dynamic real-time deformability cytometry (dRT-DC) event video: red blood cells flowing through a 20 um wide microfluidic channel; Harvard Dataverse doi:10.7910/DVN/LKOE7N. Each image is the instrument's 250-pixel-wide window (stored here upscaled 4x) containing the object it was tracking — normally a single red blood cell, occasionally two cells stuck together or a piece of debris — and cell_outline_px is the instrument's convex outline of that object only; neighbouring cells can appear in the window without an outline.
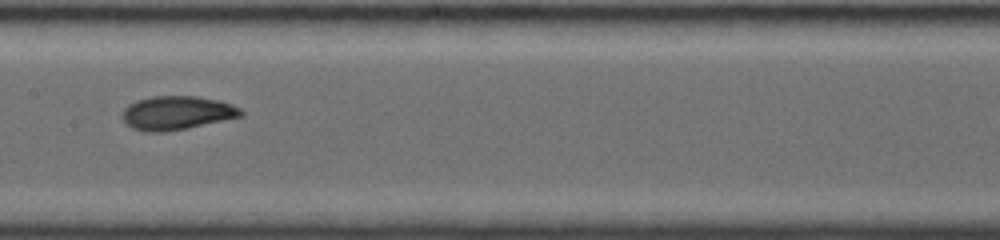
{"species": "common noctule bat (a hibernating species)", "species_latin": "Nyctalus noctula", "temperature_condition": "room temperature", "stored_images_in_passage": 7, "segment_of_instrument_passage": [1, 2], "camera_frame_rate_fps": 4000, "um_per_image_px": 0.085, "animal": {"sex": "female", "body_mass_g": 19.0, "forearm_length_mm": 56.7}, "frame": {"image": 1, "passage_image": 5, "time_ms": 3.75, "image_size_px": [1000, 240], "cell_outline_px": [[244, 116], [188, 128], [164, 132], [148, 132], [132, 128], [124, 124], [120, 116], [120, 112], [128, 104], [136, 100], [152, 96], [196, 96], [220, 100], [232, 104], [240, 108], [244, 112]], "centroid_in_image_um": [15.0, 9.6], "position_along_channel_um": 192.4, "area_um2": 23.81}}